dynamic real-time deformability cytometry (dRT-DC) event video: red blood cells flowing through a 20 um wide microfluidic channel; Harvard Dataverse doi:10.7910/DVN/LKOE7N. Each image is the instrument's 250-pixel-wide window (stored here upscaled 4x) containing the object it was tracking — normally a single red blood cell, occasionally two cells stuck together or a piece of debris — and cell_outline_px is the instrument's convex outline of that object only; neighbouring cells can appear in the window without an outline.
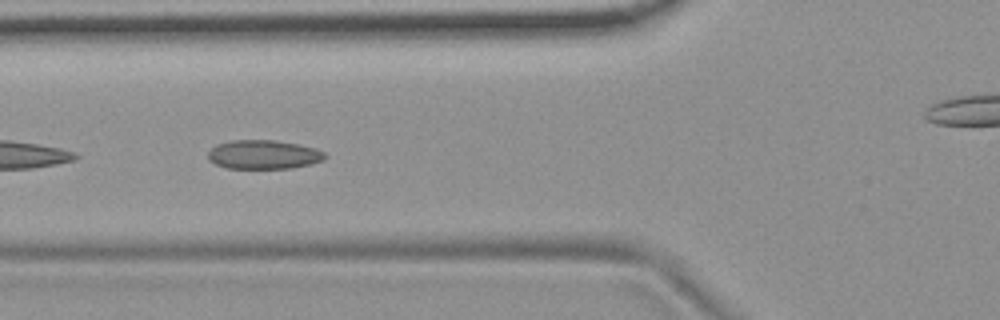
{"species": "common noctule bat (a hibernating species)", "species_latin": "Nyctalus noctula", "temperature_condition": "room temperature", "stored_images_in_passage": 17, "camera_frame_rate_fps": 3000, "um_per_image_px": 0.085, "animal": {"sex": "female", "body_mass_g": 19.9}, "frame": {"image": 1, "passage_image": 10, "time_ms": 3.0, "image_size_px": [1000, 320], "cell_outline_px": [[328, 156], [324, 160], [312, 164], [292, 168], [228, 168], [216, 164], [208, 160], [208, 152], [216, 144], [232, 140], [276, 140], [316, 148], [324, 152]], "centroid_in_image_um": [22.42, 13.14], "position_along_channel_um": 103.4, "area_um2": 19.83}}